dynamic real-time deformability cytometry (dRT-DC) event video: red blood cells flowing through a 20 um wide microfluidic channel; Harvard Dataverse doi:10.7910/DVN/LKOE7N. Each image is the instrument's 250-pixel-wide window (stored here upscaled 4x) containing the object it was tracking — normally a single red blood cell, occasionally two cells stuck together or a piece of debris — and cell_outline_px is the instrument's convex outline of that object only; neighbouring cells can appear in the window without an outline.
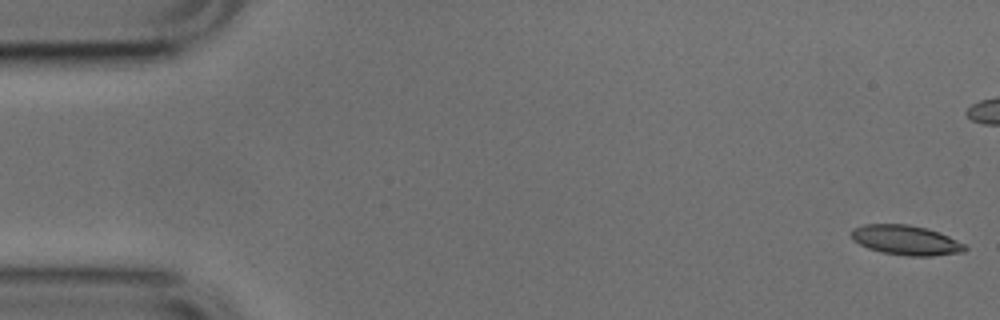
{"species": "common noctule bat (a hibernating species)", "species_latin": "Nyctalus noctula", "temperature_condition": "cold", "stored_images_in_passage": 52, "camera_frame_rate_fps": 3000, "um_per_image_px": 0.085, "animal": {"sex": "male", "body_mass_g": 17.9, "forearm_length_mm": 54.2}, "frame": {"image": 1, "passage_image": 1, "time_ms": 0.0, "image_size_px": [1000, 320], "cell_outline_px": [[968, 248], [964, 252], [932, 256], [908, 256], [884, 252], [868, 248], [852, 240], [852, 228], [864, 224], [908, 224], [928, 228], [948, 236], [964, 244]], "centroid_in_image_um": [77.01, 20.41], "position_along_channel_um": 8.0, "area_um2": 19.65}}
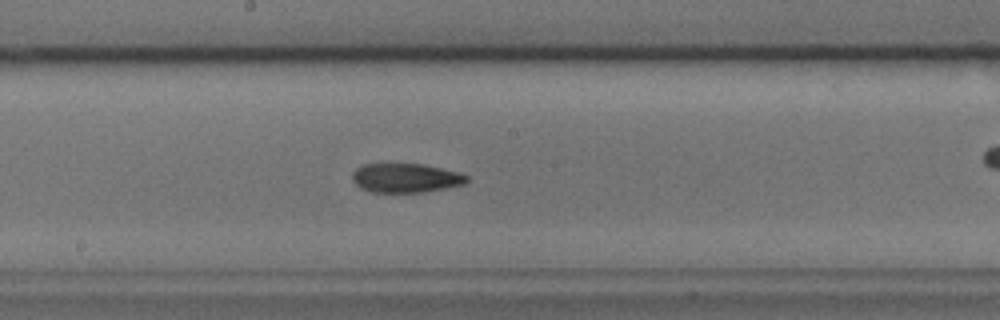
{"frame": {"image": 2, "passage_image": 27, "time_ms": 8.667, "image_size_px": [1000, 320], "cell_outline_px": [[468, 180], [464, 184], [444, 188], [420, 192], [372, 192], [360, 188], [352, 180], [352, 172], [360, 164], [424, 164], [460, 172], [468, 176]], "centroid_in_image_um": [34.46, 15.11], "position_along_channel_um": 213.7, "area_um2": 19.48}}
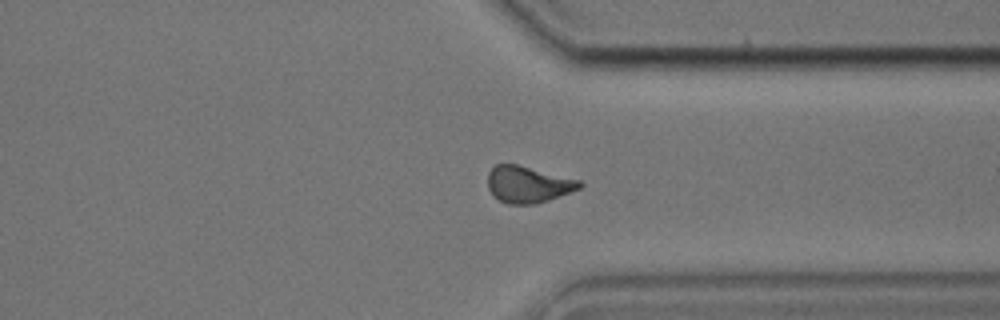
{"frame": {"image": 3, "passage_image": 39, "time_ms": 12.667, "image_size_px": [1000, 320], "cell_outline_px": [[584, 184], [580, 188], [548, 200], [536, 204], [508, 204], [492, 196], [488, 188], [488, 172], [496, 164], [516, 164], [580, 180]], "centroid_in_image_um": [44.86, 15.68], "position_along_channel_um": 366.5, "area_um2": 19.48}, "authors_computed_cell_mechanics": {"area_um2": 19.363, "velocity_mm_per_s": 3.8526, "shape_relaxation_time_tau1_ms": 7.5112, "shape_relaxation_time_tau2_ms": 2.9027, "deformation_change_tau1": 0.1988, "deformation_change_tau2": 0.1005}}